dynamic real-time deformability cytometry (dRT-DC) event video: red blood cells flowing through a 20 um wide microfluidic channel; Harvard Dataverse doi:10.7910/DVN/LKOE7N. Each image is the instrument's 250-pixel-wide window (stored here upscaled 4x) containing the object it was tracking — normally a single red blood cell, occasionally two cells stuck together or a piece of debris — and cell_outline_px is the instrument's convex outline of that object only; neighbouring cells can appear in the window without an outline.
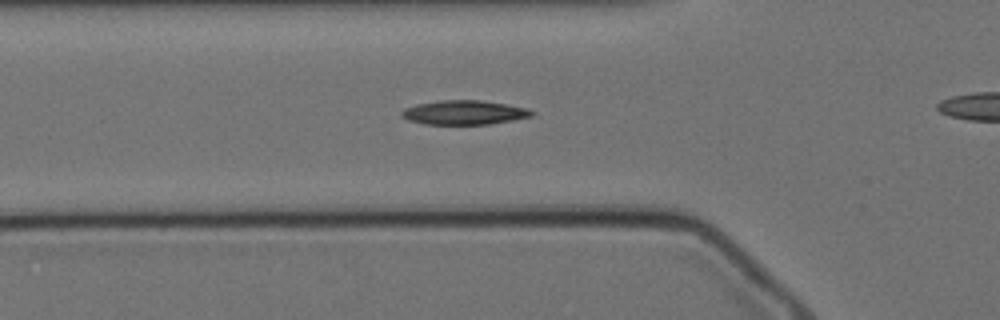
{"species": "Egyptian fruit bat (a non-hibernating species)", "species_latin": "Rousettus aegyptiacus", "temperature_condition": "cold", "stored_images_in_passage": 30, "camera_frame_rate_fps": 3000, "um_per_image_px": 0.085, "animal": {"sex": "female"}, "frame": {"image": 1, "passage_image": 2, "time_ms": 0.333, "image_size_px": [1000, 320], "cell_outline_px": [[536, 112], [532, 116], [512, 120], [488, 124], [424, 124], [408, 120], [400, 116], [400, 112], [404, 108], [416, 104], [440, 100], [480, 100], [508, 104], [528, 108]], "centroid_in_image_um": [39.44, 9.55], "position_along_channel_um": 86.4, "area_um2": 18.5}}
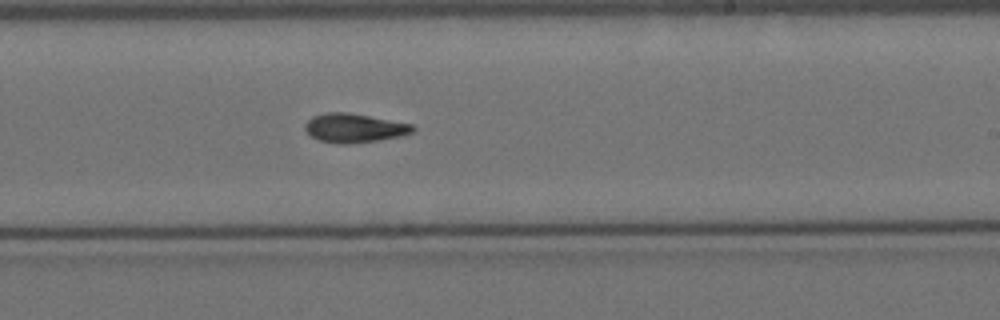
{"frame": {"image": 2, "passage_image": 17, "time_ms": 5.333, "image_size_px": [1000, 320], "cell_outline_px": [[416, 128], [412, 132], [400, 136], [380, 140], [348, 144], [336, 144], [320, 140], [312, 136], [304, 128], [304, 124], [312, 116], [324, 112], [348, 112], [412, 124]], "centroid_in_image_um": [30.09, 10.88], "position_along_channel_um": 258.9, "area_um2": 18.21}}
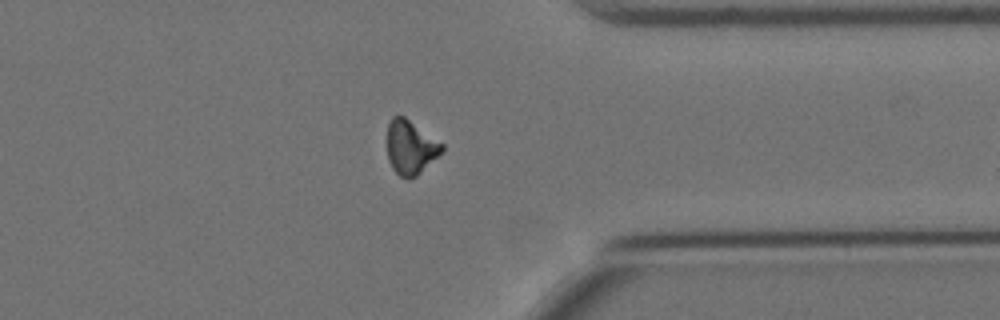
{"frame": {"image": 3, "passage_image": 28, "time_ms": 9.0, "image_size_px": [1000, 320], "cell_outline_px": [[444, 152], [416, 176], [408, 180], [400, 176], [392, 168], [388, 160], [388, 124], [392, 116], [404, 116], [444, 144]], "centroid_in_image_um": [34.92, 12.54], "position_along_channel_um": 376.5, "area_um2": 17.34}}